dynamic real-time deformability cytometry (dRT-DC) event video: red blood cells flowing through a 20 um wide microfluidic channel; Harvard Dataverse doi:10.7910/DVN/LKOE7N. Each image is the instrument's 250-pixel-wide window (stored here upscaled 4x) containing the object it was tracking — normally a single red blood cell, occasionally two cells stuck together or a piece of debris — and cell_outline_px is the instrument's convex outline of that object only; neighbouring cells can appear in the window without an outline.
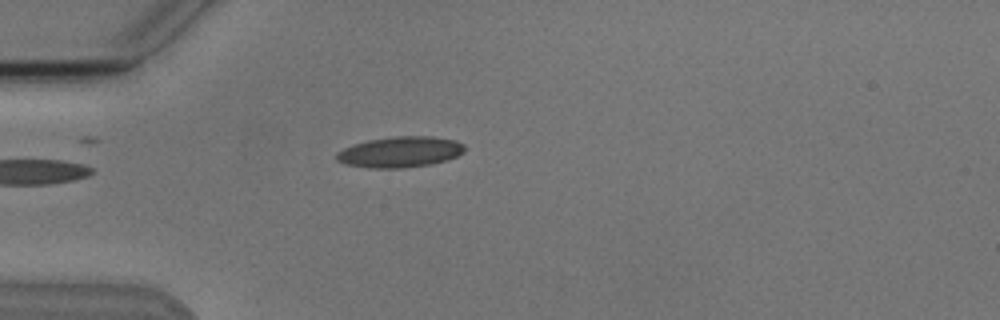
{"species": "Egyptian fruit bat (a non-hibernating species)", "species_latin": "Rousettus aegyptiacus", "temperature_condition": "cold", "stored_images_in_passage": 1, "camera_frame_rate_fps": 3000, "um_per_image_px": 0.085, "animal": {"sex": "male"}, "frame": {"image": 1, "passage_image": 1, "time_ms": 0.0, "image_size_px": [1000, 320], "cell_outline_px": [[464, 152], [448, 160], [432, 164], [404, 168], [368, 168], [344, 164], [336, 160], [336, 152], [344, 148], [368, 140], [396, 136], [432, 136], [456, 140], [464, 144]], "centroid_in_image_um": [34.02, 12.92], "position_along_channel_um": 51.0, "area_um2": 23.12}}